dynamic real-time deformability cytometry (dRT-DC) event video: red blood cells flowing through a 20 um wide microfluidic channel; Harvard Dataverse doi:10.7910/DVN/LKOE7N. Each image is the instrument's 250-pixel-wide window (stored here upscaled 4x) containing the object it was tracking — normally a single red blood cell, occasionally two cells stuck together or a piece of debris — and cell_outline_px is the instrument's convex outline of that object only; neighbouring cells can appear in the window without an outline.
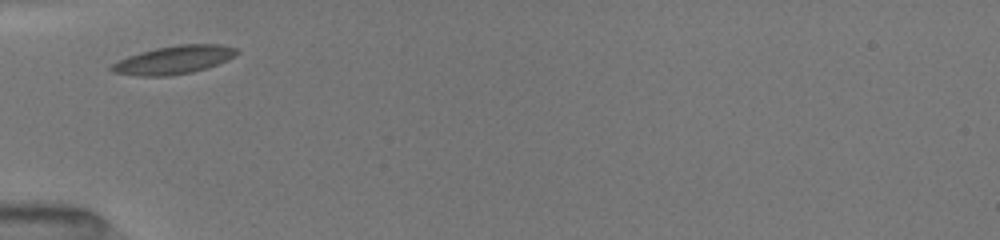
{"species": "common noctule bat (a hibernating species)", "species_latin": "Nyctalus noctula", "temperature_condition": "room temperature", "stored_images_in_passage": 27, "camera_frame_rate_fps": 3000, "um_per_image_px": 0.085, "animal": {"sex": "female", "body_mass_g": 19.5, "forearm_length_mm": 54.1}, "frame": {"image": 1, "passage_image": 1, "time_ms": 0.0, "image_size_px": [1000, 240], "cell_outline_px": [[240, 52], [236, 56], [228, 60], [192, 72], [168, 76], [140, 76], [112, 72], [108, 68], [112, 64], [128, 56], [140, 52], [156, 48], [176, 44], [220, 44], [236, 48]], "centroid_in_image_um": [14.79, 5.08], "position_along_channel_um": 70.2, "area_um2": 20.58}}
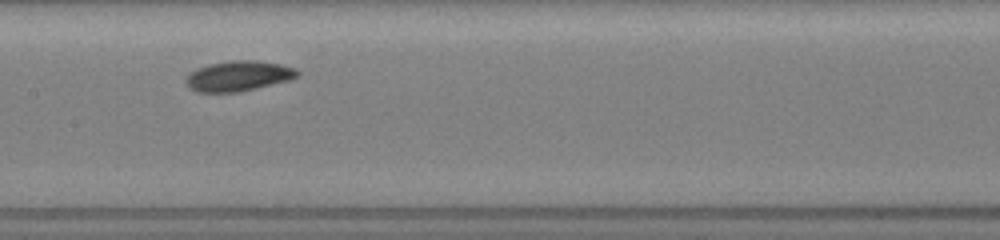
{"frame": {"image": 2, "passage_image": 10, "time_ms": 3.0, "image_size_px": [1000, 240], "cell_outline_px": [[300, 76], [288, 80], [240, 92], [196, 92], [188, 88], [184, 80], [196, 68], [208, 64], [228, 60], [256, 60], [280, 64], [296, 68], [300, 72]], "centroid_in_image_um": [20.26, 6.45], "position_along_channel_um": 187.1, "area_um2": 19.83}}
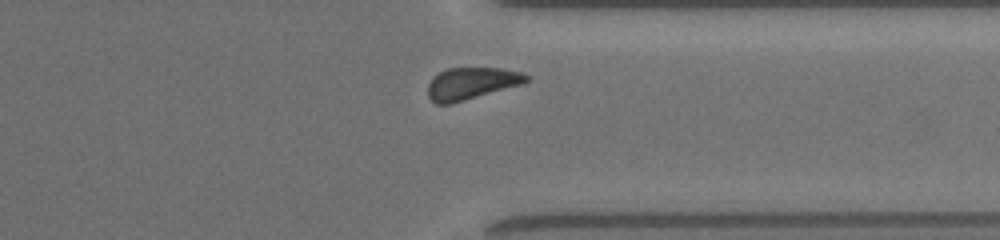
{"frame": {"image": 3, "passage_image": 24, "time_ms": 7.667, "image_size_px": [1000, 240], "cell_outline_px": [[528, 80], [520, 84], [452, 104], [436, 104], [428, 96], [428, 84], [440, 72], [448, 68], [504, 68], [520, 72], [528, 76]], "centroid_in_image_um": [40.05, 7.09], "position_along_channel_um": 371.4, "area_um2": 18.03}, "authors_computed_cell_mechanics": {"area_um2": 19.1318, "velocity_mm_per_s": 3.9473, "shape_relaxation_time_tau1_ms": 1.6047, "shape_relaxation_time_tau2_ms": 4.5777, "deformation_change_tau1": 0.0805, "deformation_change_tau2": 0.0977}}